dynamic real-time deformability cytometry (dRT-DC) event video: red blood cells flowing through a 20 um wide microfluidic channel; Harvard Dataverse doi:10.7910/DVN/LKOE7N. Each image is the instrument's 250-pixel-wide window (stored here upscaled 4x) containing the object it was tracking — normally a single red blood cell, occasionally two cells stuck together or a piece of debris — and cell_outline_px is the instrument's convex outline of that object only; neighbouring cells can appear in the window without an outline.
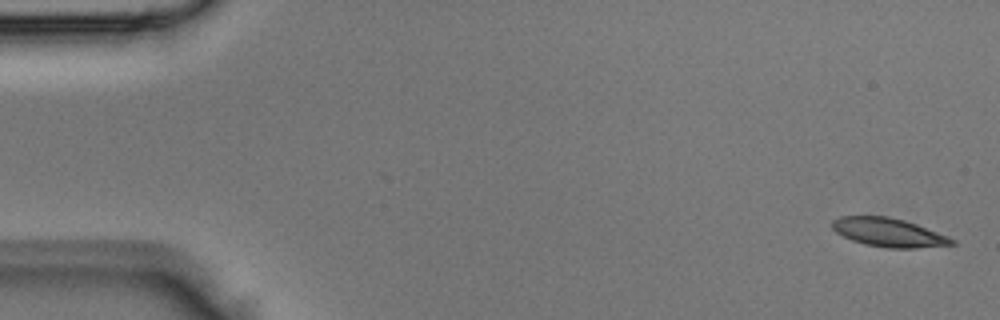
{"species": "Egyptian fruit bat (a non-hibernating species)", "species_latin": "Rousettus aegyptiacus", "temperature_condition": "room temperature", "stored_images_in_passage": 5, "segment_of_instrument_passage": [1, 2], "camera_frame_rate_fps": 3000, "um_per_image_px": 0.085, "animal": {"sex": "male"}, "frame": {"image": 1, "passage_image": 1, "time_ms": 0.0, "image_size_px": [1000, 320], "cell_outline_px": [[956, 244], [916, 248], [888, 248], [864, 244], [852, 240], [836, 232], [832, 228], [832, 220], [840, 216], [888, 216], [904, 220], [916, 224], [948, 236], [956, 240]], "centroid_in_image_um": [75.53, 19.76], "position_along_channel_um": 9.5, "area_um2": 19.94}}
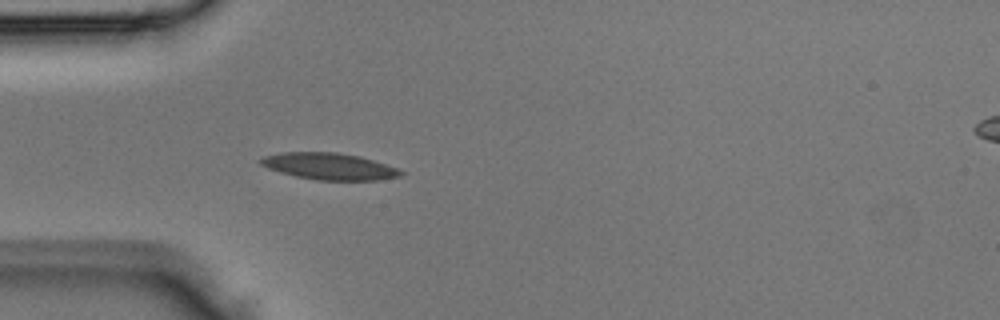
{"frame": {"image": 2, "passage_image": 4, "time_ms": 1.0, "image_size_px": [1000, 320], "cell_outline_px": [[404, 172], [400, 176], [376, 180], [316, 180], [296, 176], [280, 172], [268, 168], [260, 164], [260, 160], [264, 156], [280, 152], [336, 152], [360, 156], [396, 168]], "centroid_in_image_um": [27.95, 14.13], "position_along_channel_um": 57.0, "area_um2": 21.56}}